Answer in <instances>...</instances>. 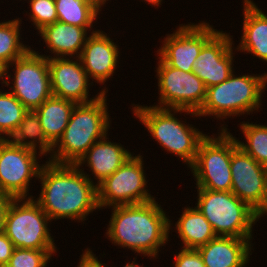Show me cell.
<instances>
[{
	"label": "cell",
	"mask_w": 267,
	"mask_h": 267,
	"mask_svg": "<svg viewBox=\"0 0 267 267\" xmlns=\"http://www.w3.org/2000/svg\"><path fill=\"white\" fill-rule=\"evenodd\" d=\"M84 169L49 160L41 166L37 179L41 191L33 200L51 221L68 219L85 224L89 214L100 210L97 185L84 174Z\"/></svg>",
	"instance_id": "obj_1"
},
{
	"label": "cell",
	"mask_w": 267,
	"mask_h": 267,
	"mask_svg": "<svg viewBox=\"0 0 267 267\" xmlns=\"http://www.w3.org/2000/svg\"><path fill=\"white\" fill-rule=\"evenodd\" d=\"M110 208L112 214L105 233L108 241L137 256L158 259L160 249L170 240V217L156 198L147 203Z\"/></svg>",
	"instance_id": "obj_2"
},
{
	"label": "cell",
	"mask_w": 267,
	"mask_h": 267,
	"mask_svg": "<svg viewBox=\"0 0 267 267\" xmlns=\"http://www.w3.org/2000/svg\"><path fill=\"white\" fill-rule=\"evenodd\" d=\"M131 111L135 118L144 125L149 136L166 151L181 159L190 168L197 156L201 141L207 136L206 133L195 128L194 124H187L182 118H177V114L184 113L198 119L196 112L185 109H166L135 104L133 102Z\"/></svg>",
	"instance_id": "obj_3"
},
{
	"label": "cell",
	"mask_w": 267,
	"mask_h": 267,
	"mask_svg": "<svg viewBox=\"0 0 267 267\" xmlns=\"http://www.w3.org/2000/svg\"><path fill=\"white\" fill-rule=\"evenodd\" d=\"M107 105V93H102L94 101L76 104L62 137L46 159L58 164H76L111 129L112 119Z\"/></svg>",
	"instance_id": "obj_4"
},
{
	"label": "cell",
	"mask_w": 267,
	"mask_h": 267,
	"mask_svg": "<svg viewBox=\"0 0 267 267\" xmlns=\"http://www.w3.org/2000/svg\"><path fill=\"white\" fill-rule=\"evenodd\" d=\"M233 74L224 82L207 88L206 99L197 112L199 117L227 120L251 115L262 109V99L267 89V72L263 74ZM261 108V109H259ZM219 118V119H218Z\"/></svg>",
	"instance_id": "obj_5"
},
{
	"label": "cell",
	"mask_w": 267,
	"mask_h": 267,
	"mask_svg": "<svg viewBox=\"0 0 267 267\" xmlns=\"http://www.w3.org/2000/svg\"><path fill=\"white\" fill-rule=\"evenodd\" d=\"M197 189L196 207L223 237L252 239L257 213L231 191Z\"/></svg>",
	"instance_id": "obj_6"
},
{
	"label": "cell",
	"mask_w": 267,
	"mask_h": 267,
	"mask_svg": "<svg viewBox=\"0 0 267 267\" xmlns=\"http://www.w3.org/2000/svg\"><path fill=\"white\" fill-rule=\"evenodd\" d=\"M50 222L33 198L13 199L6 213L4 233L15 248L58 250Z\"/></svg>",
	"instance_id": "obj_7"
},
{
	"label": "cell",
	"mask_w": 267,
	"mask_h": 267,
	"mask_svg": "<svg viewBox=\"0 0 267 267\" xmlns=\"http://www.w3.org/2000/svg\"><path fill=\"white\" fill-rule=\"evenodd\" d=\"M40 53L39 50L30 48L23 56L5 67L4 86L9 87V91L27 110L32 111L53 96L48 58ZM10 69L11 72L14 70L13 73Z\"/></svg>",
	"instance_id": "obj_8"
},
{
	"label": "cell",
	"mask_w": 267,
	"mask_h": 267,
	"mask_svg": "<svg viewBox=\"0 0 267 267\" xmlns=\"http://www.w3.org/2000/svg\"><path fill=\"white\" fill-rule=\"evenodd\" d=\"M224 124H220L218 134L207 133L199 145L196 160L189 168L196 188L231 191V133Z\"/></svg>",
	"instance_id": "obj_9"
},
{
	"label": "cell",
	"mask_w": 267,
	"mask_h": 267,
	"mask_svg": "<svg viewBox=\"0 0 267 267\" xmlns=\"http://www.w3.org/2000/svg\"><path fill=\"white\" fill-rule=\"evenodd\" d=\"M144 156L135 153L112 175L97 185L100 210L118 205H135L155 199L148 190Z\"/></svg>",
	"instance_id": "obj_10"
},
{
	"label": "cell",
	"mask_w": 267,
	"mask_h": 267,
	"mask_svg": "<svg viewBox=\"0 0 267 267\" xmlns=\"http://www.w3.org/2000/svg\"><path fill=\"white\" fill-rule=\"evenodd\" d=\"M156 70L158 104L154 107L185 109L198 112L206 99L204 82L192 72H185L167 65L159 56ZM156 104V105H155Z\"/></svg>",
	"instance_id": "obj_11"
},
{
	"label": "cell",
	"mask_w": 267,
	"mask_h": 267,
	"mask_svg": "<svg viewBox=\"0 0 267 267\" xmlns=\"http://www.w3.org/2000/svg\"><path fill=\"white\" fill-rule=\"evenodd\" d=\"M42 156L32 148L15 145L8 139L0 140L1 193L14 199L33 198L29 194L31 180L38 179Z\"/></svg>",
	"instance_id": "obj_12"
},
{
	"label": "cell",
	"mask_w": 267,
	"mask_h": 267,
	"mask_svg": "<svg viewBox=\"0 0 267 267\" xmlns=\"http://www.w3.org/2000/svg\"><path fill=\"white\" fill-rule=\"evenodd\" d=\"M173 33L161 39L156 55L167 65L185 72H192L193 66L203 45L218 31L213 24L199 23L179 24Z\"/></svg>",
	"instance_id": "obj_13"
},
{
	"label": "cell",
	"mask_w": 267,
	"mask_h": 267,
	"mask_svg": "<svg viewBox=\"0 0 267 267\" xmlns=\"http://www.w3.org/2000/svg\"><path fill=\"white\" fill-rule=\"evenodd\" d=\"M230 169L231 192L258 214L267 200V167L245 153L232 133Z\"/></svg>",
	"instance_id": "obj_14"
},
{
	"label": "cell",
	"mask_w": 267,
	"mask_h": 267,
	"mask_svg": "<svg viewBox=\"0 0 267 267\" xmlns=\"http://www.w3.org/2000/svg\"><path fill=\"white\" fill-rule=\"evenodd\" d=\"M230 32L218 30L202 47L193 66L205 87L220 84L235 71L234 61L237 52ZM234 51V52H233Z\"/></svg>",
	"instance_id": "obj_15"
},
{
	"label": "cell",
	"mask_w": 267,
	"mask_h": 267,
	"mask_svg": "<svg viewBox=\"0 0 267 267\" xmlns=\"http://www.w3.org/2000/svg\"><path fill=\"white\" fill-rule=\"evenodd\" d=\"M48 58L51 90L54 97L71 100L76 104L96 100L102 94L97 90L95 96L89 93L94 83L89 79L79 58L54 57L41 54ZM91 96V97H90Z\"/></svg>",
	"instance_id": "obj_16"
},
{
	"label": "cell",
	"mask_w": 267,
	"mask_h": 267,
	"mask_svg": "<svg viewBox=\"0 0 267 267\" xmlns=\"http://www.w3.org/2000/svg\"><path fill=\"white\" fill-rule=\"evenodd\" d=\"M109 34L99 29L89 34L78 57L89 79L102 85V93H108L105 83L113 77L120 61V47Z\"/></svg>",
	"instance_id": "obj_17"
},
{
	"label": "cell",
	"mask_w": 267,
	"mask_h": 267,
	"mask_svg": "<svg viewBox=\"0 0 267 267\" xmlns=\"http://www.w3.org/2000/svg\"><path fill=\"white\" fill-rule=\"evenodd\" d=\"M108 136L107 133L99 141H96L75 164L78 168H82L84 165L88 167L86 170H90L91 174H87L86 171L84 174L96 185L112 175L134 154L125 149L120 142H111Z\"/></svg>",
	"instance_id": "obj_18"
},
{
	"label": "cell",
	"mask_w": 267,
	"mask_h": 267,
	"mask_svg": "<svg viewBox=\"0 0 267 267\" xmlns=\"http://www.w3.org/2000/svg\"><path fill=\"white\" fill-rule=\"evenodd\" d=\"M252 240L217 236L197 250L206 267H246L254 251Z\"/></svg>",
	"instance_id": "obj_19"
},
{
	"label": "cell",
	"mask_w": 267,
	"mask_h": 267,
	"mask_svg": "<svg viewBox=\"0 0 267 267\" xmlns=\"http://www.w3.org/2000/svg\"><path fill=\"white\" fill-rule=\"evenodd\" d=\"M242 36L237 52L253 54L254 57L267 63V14L253 0H243Z\"/></svg>",
	"instance_id": "obj_20"
},
{
	"label": "cell",
	"mask_w": 267,
	"mask_h": 267,
	"mask_svg": "<svg viewBox=\"0 0 267 267\" xmlns=\"http://www.w3.org/2000/svg\"><path fill=\"white\" fill-rule=\"evenodd\" d=\"M37 34L46 44L47 52L49 49L48 53L53 54L52 58H78L90 32L83 27L57 21L44 26Z\"/></svg>",
	"instance_id": "obj_21"
},
{
	"label": "cell",
	"mask_w": 267,
	"mask_h": 267,
	"mask_svg": "<svg viewBox=\"0 0 267 267\" xmlns=\"http://www.w3.org/2000/svg\"><path fill=\"white\" fill-rule=\"evenodd\" d=\"M182 209V214H179L180 217L175 223L169 220V230H175L180 241L182 240L183 245L181 244L180 248L198 249L217 237L211 224L196 206H186Z\"/></svg>",
	"instance_id": "obj_22"
},
{
	"label": "cell",
	"mask_w": 267,
	"mask_h": 267,
	"mask_svg": "<svg viewBox=\"0 0 267 267\" xmlns=\"http://www.w3.org/2000/svg\"><path fill=\"white\" fill-rule=\"evenodd\" d=\"M76 103L71 100L50 97L36 110L46 138L55 145L62 137Z\"/></svg>",
	"instance_id": "obj_23"
},
{
	"label": "cell",
	"mask_w": 267,
	"mask_h": 267,
	"mask_svg": "<svg viewBox=\"0 0 267 267\" xmlns=\"http://www.w3.org/2000/svg\"><path fill=\"white\" fill-rule=\"evenodd\" d=\"M105 6L102 0H55L58 21L83 27L90 33L98 30L93 27Z\"/></svg>",
	"instance_id": "obj_24"
},
{
	"label": "cell",
	"mask_w": 267,
	"mask_h": 267,
	"mask_svg": "<svg viewBox=\"0 0 267 267\" xmlns=\"http://www.w3.org/2000/svg\"><path fill=\"white\" fill-rule=\"evenodd\" d=\"M8 140L15 145L38 150L43 157L51 155L54 146L46 138L39 117L32 110L24 114L22 122Z\"/></svg>",
	"instance_id": "obj_25"
},
{
	"label": "cell",
	"mask_w": 267,
	"mask_h": 267,
	"mask_svg": "<svg viewBox=\"0 0 267 267\" xmlns=\"http://www.w3.org/2000/svg\"><path fill=\"white\" fill-rule=\"evenodd\" d=\"M22 20L16 17L13 20L0 21V63L5 67L31 48L21 37Z\"/></svg>",
	"instance_id": "obj_26"
},
{
	"label": "cell",
	"mask_w": 267,
	"mask_h": 267,
	"mask_svg": "<svg viewBox=\"0 0 267 267\" xmlns=\"http://www.w3.org/2000/svg\"><path fill=\"white\" fill-rule=\"evenodd\" d=\"M237 126L244 135V140L236 137L238 146L257 163L267 167V125L242 121Z\"/></svg>",
	"instance_id": "obj_27"
},
{
	"label": "cell",
	"mask_w": 267,
	"mask_h": 267,
	"mask_svg": "<svg viewBox=\"0 0 267 267\" xmlns=\"http://www.w3.org/2000/svg\"><path fill=\"white\" fill-rule=\"evenodd\" d=\"M28 110L9 91L0 89V140L9 139Z\"/></svg>",
	"instance_id": "obj_28"
},
{
	"label": "cell",
	"mask_w": 267,
	"mask_h": 267,
	"mask_svg": "<svg viewBox=\"0 0 267 267\" xmlns=\"http://www.w3.org/2000/svg\"><path fill=\"white\" fill-rule=\"evenodd\" d=\"M57 251L14 248L5 267H47Z\"/></svg>",
	"instance_id": "obj_29"
},
{
	"label": "cell",
	"mask_w": 267,
	"mask_h": 267,
	"mask_svg": "<svg viewBox=\"0 0 267 267\" xmlns=\"http://www.w3.org/2000/svg\"><path fill=\"white\" fill-rule=\"evenodd\" d=\"M27 3L30 4L27 16L37 32L44 26L58 21L55 0H30Z\"/></svg>",
	"instance_id": "obj_30"
},
{
	"label": "cell",
	"mask_w": 267,
	"mask_h": 267,
	"mask_svg": "<svg viewBox=\"0 0 267 267\" xmlns=\"http://www.w3.org/2000/svg\"><path fill=\"white\" fill-rule=\"evenodd\" d=\"M175 253L172 267H206L197 249L182 248Z\"/></svg>",
	"instance_id": "obj_31"
},
{
	"label": "cell",
	"mask_w": 267,
	"mask_h": 267,
	"mask_svg": "<svg viewBox=\"0 0 267 267\" xmlns=\"http://www.w3.org/2000/svg\"><path fill=\"white\" fill-rule=\"evenodd\" d=\"M14 245L3 232L0 234V267H5L12 256Z\"/></svg>",
	"instance_id": "obj_32"
},
{
	"label": "cell",
	"mask_w": 267,
	"mask_h": 267,
	"mask_svg": "<svg viewBox=\"0 0 267 267\" xmlns=\"http://www.w3.org/2000/svg\"><path fill=\"white\" fill-rule=\"evenodd\" d=\"M81 257L79 258V263L77 267H106L105 263H102V260L98 259V256L93 253V250L86 248Z\"/></svg>",
	"instance_id": "obj_33"
},
{
	"label": "cell",
	"mask_w": 267,
	"mask_h": 267,
	"mask_svg": "<svg viewBox=\"0 0 267 267\" xmlns=\"http://www.w3.org/2000/svg\"><path fill=\"white\" fill-rule=\"evenodd\" d=\"M13 199L14 198L5 194L0 195V234L4 232L6 213Z\"/></svg>",
	"instance_id": "obj_34"
},
{
	"label": "cell",
	"mask_w": 267,
	"mask_h": 267,
	"mask_svg": "<svg viewBox=\"0 0 267 267\" xmlns=\"http://www.w3.org/2000/svg\"><path fill=\"white\" fill-rule=\"evenodd\" d=\"M141 2H145V4L148 3L150 6L156 8V6L161 7L163 0H142Z\"/></svg>",
	"instance_id": "obj_35"
},
{
	"label": "cell",
	"mask_w": 267,
	"mask_h": 267,
	"mask_svg": "<svg viewBox=\"0 0 267 267\" xmlns=\"http://www.w3.org/2000/svg\"><path fill=\"white\" fill-rule=\"evenodd\" d=\"M0 83L2 84L1 87H4V82H5V66L0 63Z\"/></svg>",
	"instance_id": "obj_36"
},
{
	"label": "cell",
	"mask_w": 267,
	"mask_h": 267,
	"mask_svg": "<svg viewBox=\"0 0 267 267\" xmlns=\"http://www.w3.org/2000/svg\"><path fill=\"white\" fill-rule=\"evenodd\" d=\"M267 215V200L265 202L264 207L261 209V211L257 214V220L259 222V219L261 220L262 217H266Z\"/></svg>",
	"instance_id": "obj_37"
},
{
	"label": "cell",
	"mask_w": 267,
	"mask_h": 267,
	"mask_svg": "<svg viewBox=\"0 0 267 267\" xmlns=\"http://www.w3.org/2000/svg\"><path fill=\"white\" fill-rule=\"evenodd\" d=\"M136 259H137V257H136V258L134 257L132 262H129V261L126 262V264H125L123 267H145V266H143V265H141V264L139 265V264L136 262V261H137Z\"/></svg>",
	"instance_id": "obj_38"
},
{
	"label": "cell",
	"mask_w": 267,
	"mask_h": 267,
	"mask_svg": "<svg viewBox=\"0 0 267 267\" xmlns=\"http://www.w3.org/2000/svg\"><path fill=\"white\" fill-rule=\"evenodd\" d=\"M102 1H104V2L107 3V4L109 3V2H108L109 0H102Z\"/></svg>",
	"instance_id": "obj_39"
}]
</instances>
